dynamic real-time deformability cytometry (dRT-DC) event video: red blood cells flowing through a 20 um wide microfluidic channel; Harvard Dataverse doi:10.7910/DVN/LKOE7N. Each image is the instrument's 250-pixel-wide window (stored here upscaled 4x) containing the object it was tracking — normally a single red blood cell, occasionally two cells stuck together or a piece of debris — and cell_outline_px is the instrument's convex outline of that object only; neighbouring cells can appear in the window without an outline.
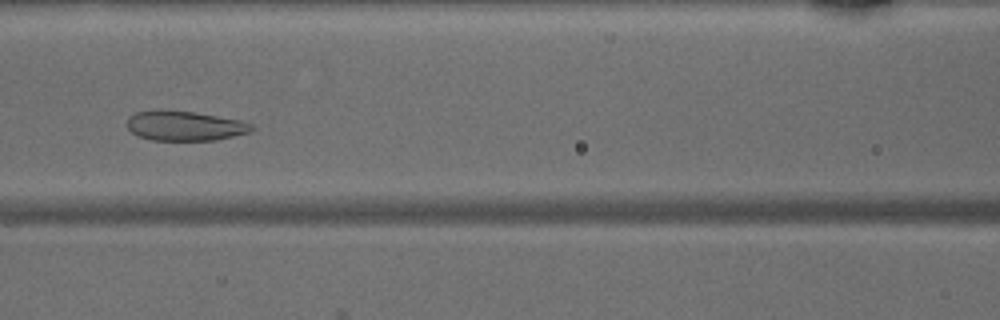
{"species": "common noctule bat (a hibernating species)", "species_latin": "Nyctalus noctula", "temperature_condition": "warm", "stored_images_in_passage": 25, "segment_of_instrument_passage": [1, 2], "camera_frame_rate_fps": 3000, "um_per_image_px": 0.085, "animal": {"sex": "male", "body_mass_g": 15.6}, "frame": {"image": 1, "passage_image": 8, "time_ms": 2.333, "image_size_px": [1000, 320], "cell_outline_px": [[252, 132], [216, 140], [152, 140], [136, 136], [128, 128], [128, 116], [136, 112], [196, 112], [240, 120], [252, 124]], "centroid_in_image_um": [15.74, 10.73], "position_along_channel_um": 150.9, "area_um2": 21.1}}
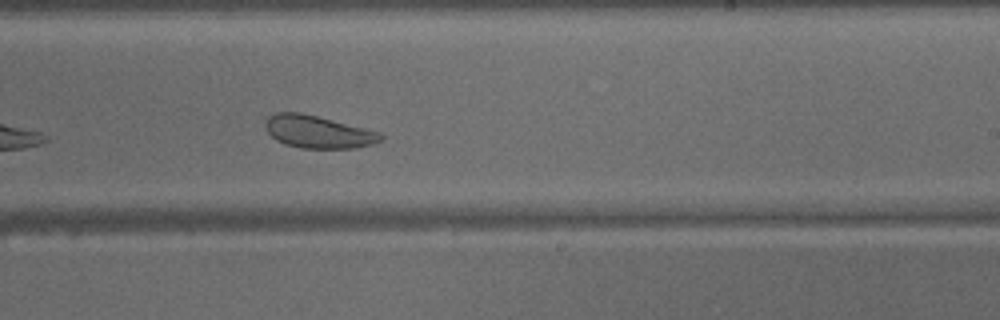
{"frame": {"image": 2, "passage_image": 16, "time_ms": 5.0, "image_size_px": [1000, 320], "cell_outline_px": [[384, 136], [380, 140], [372, 144], [356, 148], [300, 148], [284, 144], [276, 140], [264, 128], [264, 124], [268, 116], [276, 112], [300, 112], [380, 132]], "centroid_in_image_um": [26.99, 11.21], "position_along_channel_um": 262.0, "area_um2": 21.79}}
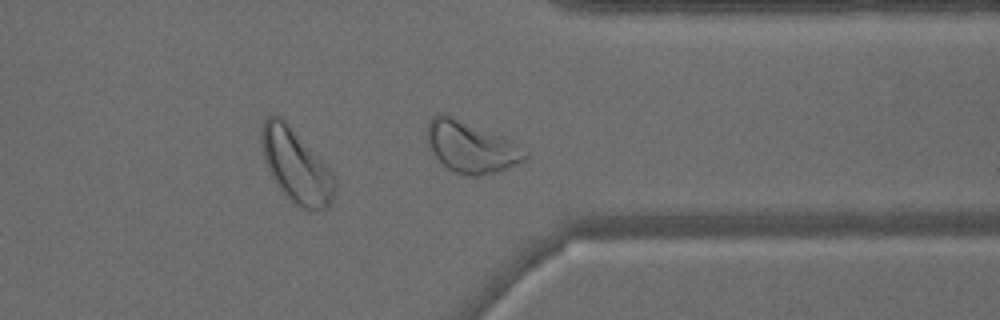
{"frame": {"image": 3, "passage_image": 24, "time_ms": 7.667, "image_size_px": [1000, 320], "cell_outline_px": [[336, 192], [328, 208], [312, 212], [308, 212], [296, 204], [280, 188], [272, 176], [264, 160], [260, 140], [260, 128], [264, 120], [268, 116], [280, 116], [328, 164], [336, 180]], "centroid_in_image_um": [25.21, 14.11], "position_along_channel_um": 386.2, "area_um2": 31.67}}